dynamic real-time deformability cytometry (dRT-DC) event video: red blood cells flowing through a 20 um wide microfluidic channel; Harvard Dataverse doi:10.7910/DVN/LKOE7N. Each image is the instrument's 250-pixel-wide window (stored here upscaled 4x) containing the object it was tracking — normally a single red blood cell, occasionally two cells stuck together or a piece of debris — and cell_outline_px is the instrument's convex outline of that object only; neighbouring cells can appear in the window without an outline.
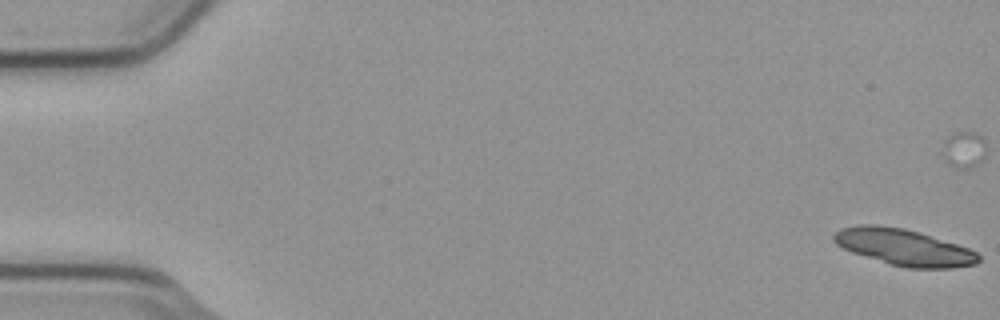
{"species": "common noctule bat (a hibernating species)", "species_latin": "Nyctalus noctula", "temperature_condition": "cold", "stored_images_in_passage": 10, "camera_frame_rate_fps": 3000, "um_per_image_px": 0.085, "animal": {"sex": "male", "body_mass_g": 23.1, "forearm_length_mm": 52.7}, "frame": {"image": 1, "passage_image": 1, "time_ms": 0.0, "image_size_px": [1000, 320], "cell_outline_px": [[980, 260], [976, 264], [952, 268], [908, 268], [892, 264], [852, 252], [836, 244], [832, 240], [832, 236], [840, 228], [860, 224], [876, 224], [904, 228], [920, 232], [968, 248], [976, 252], [980, 256]], "centroid_in_image_um": [76.82, 21.0], "position_along_channel_um": 8.2, "area_um2": 30.58}}
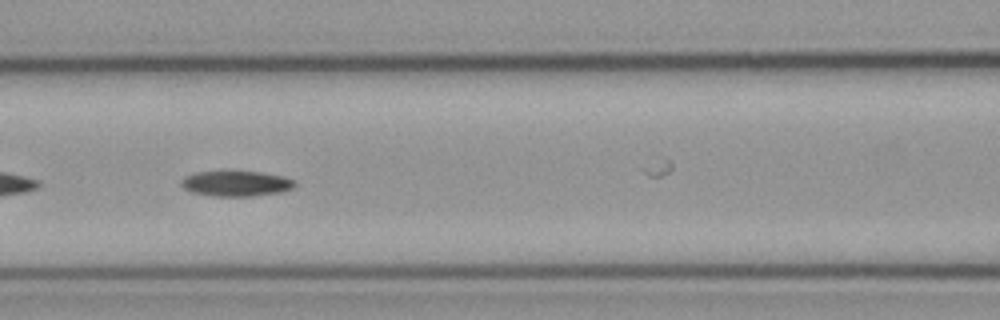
{"frame": {"image": 2, "passage_image": 7, "time_ms": 2.0, "image_size_px": [1000, 320], "cell_outline_px": [[296, 184], [292, 188], [284, 192], [252, 196], [216, 196], [192, 192], [184, 188], [180, 184], [180, 180], [184, 176], [196, 172], [260, 172], [284, 176], [296, 180]], "centroid_in_image_um": [20.1, 15.6], "position_along_channel_um": 146.5, "area_um2": 16.82}}
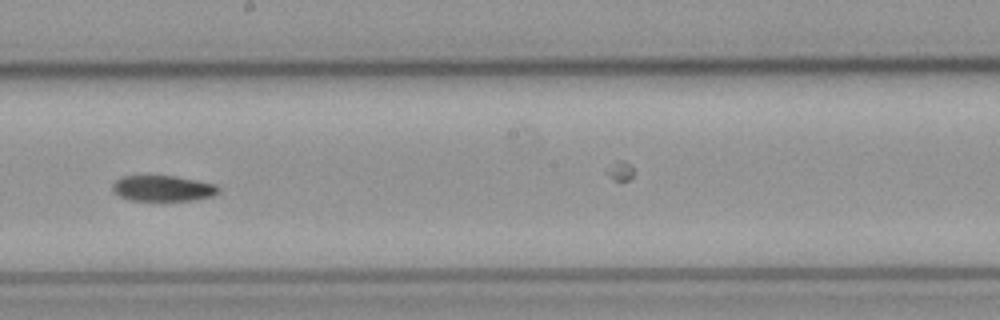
{"frame": {"image": 3, "passage_image": 9, "time_ms": 2.667, "image_size_px": [1000, 320], "cell_outline_px": [[220, 192], [216, 196], [192, 200], [132, 200], [120, 196], [112, 188], [112, 184], [120, 176], [172, 176], [196, 180], [216, 184], [220, 188]], "centroid_in_image_um": [13.9, 16.01], "position_along_channel_um": 234.3, "area_um2": 15.84}}